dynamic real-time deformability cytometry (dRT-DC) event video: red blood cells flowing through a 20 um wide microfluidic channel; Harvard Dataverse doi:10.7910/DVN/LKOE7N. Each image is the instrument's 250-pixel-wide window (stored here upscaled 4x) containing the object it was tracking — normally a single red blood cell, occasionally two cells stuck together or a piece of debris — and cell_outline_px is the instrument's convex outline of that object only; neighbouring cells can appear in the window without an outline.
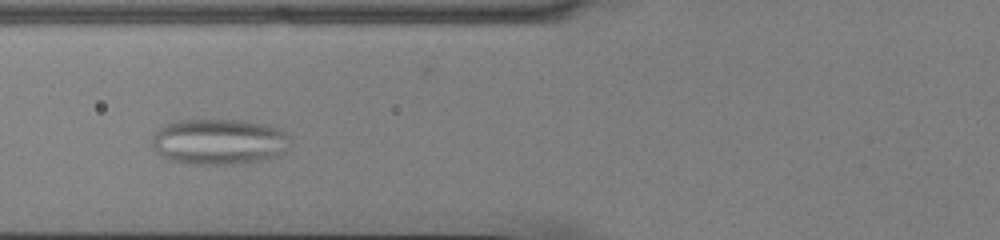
{"species": "common noctule bat (a hibernating species)", "species_latin": "Nyctalus noctula", "temperature_condition": "cold", "stored_images_in_passage": 40, "camera_frame_rate_fps": 3000, "um_per_image_px": 0.085, "animal": {"sex": "male", "body_mass_g": 13.0, "forearm_length_mm": 53.1}, "frame": {"image": 1, "passage_image": 12, "time_ms": 3.667, "image_size_px": [1000, 240], "cell_outline_px": [[292, 144], [284, 152], [276, 156], [260, 160], [232, 164], [188, 164], [168, 160], [160, 156], [152, 144], [152, 140], [156, 132], [160, 128], [172, 120], [244, 120], [268, 124], [280, 128], [292, 140]], "centroid_in_image_um": [18.64, 12.03], "position_along_channel_um": 107.2, "area_um2": 37.28}}
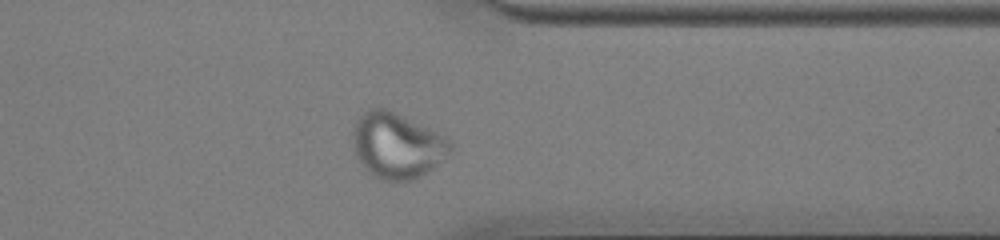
{"frame": {"image": 2, "passage_image": 34, "time_ms": 11.0, "image_size_px": [1000, 240], "cell_outline_px": [[452, 148], [432, 168], [420, 176], [412, 180], [380, 180], [368, 172], [360, 164], [356, 156], [352, 136], [352, 132], [356, 120], [364, 112], [372, 108], [384, 108], [448, 136], [452, 140]], "centroid_in_image_um": [33.73, 12.37], "position_along_channel_um": 377.7, "area_um2": 36.99}}